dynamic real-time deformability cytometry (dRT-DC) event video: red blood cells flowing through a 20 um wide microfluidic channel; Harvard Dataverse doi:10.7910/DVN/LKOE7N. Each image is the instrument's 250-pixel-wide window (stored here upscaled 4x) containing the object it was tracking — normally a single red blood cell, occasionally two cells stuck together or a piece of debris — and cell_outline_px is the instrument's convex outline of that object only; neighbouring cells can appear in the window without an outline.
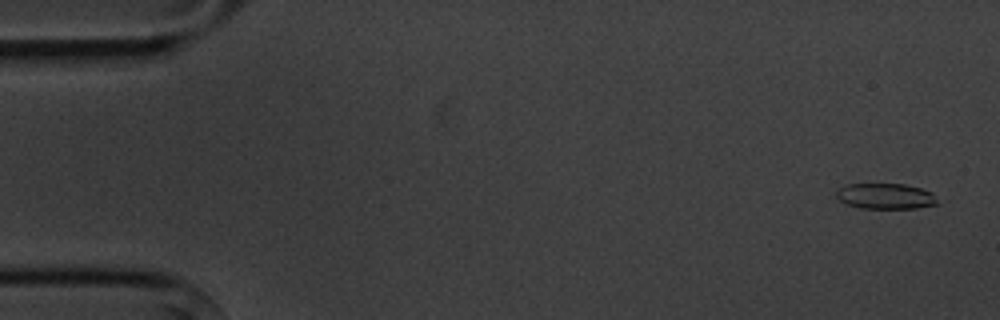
{"species": "common noctule bat (a hibernating species)", "species_latin": "Nyctalus noctula", "temperature_condition": "cold", "stored_images_in_passage": 4, "camera_frame_rate_fps": 3000, "um_per_image_px": 0.085, "animal": {"sex": "male", "body_mass_g": 20.1, "forearm_length_mm": 53.5}, "frame": {"image": 1, "passage_image": 1, "time_ms": 0.0, "image_size_px": [1000, 320], "cell_outline_px": [[940, 204], [916, 208], [860, 208], [848, 204], [840, 200], [836, 196], [836, 192], [840, 188], [848, 184], [904, 184], [920, 188], [932, 192]], "centroid_in_image_um": [75.31, 16.68], "position_along_channel_um": 9.7, "area_um2": 15.03}}
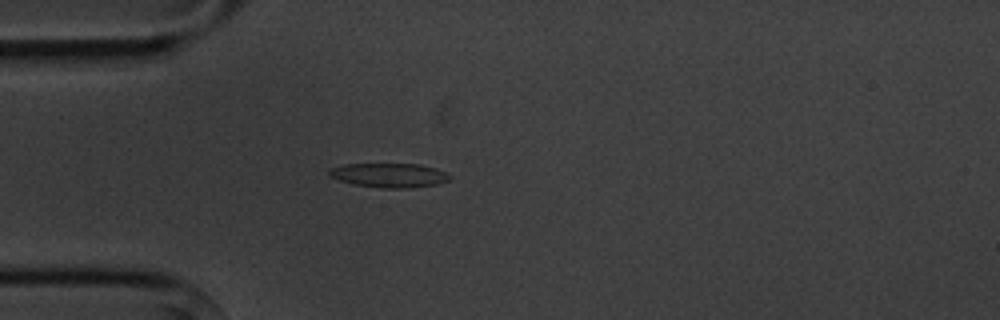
{"frame": {"image": 2, "passage_image": 4, "time_ms": 4.333, "image_size_px": [1000, 320], "cell_outline_px": [[452, 176], [448, 180], [436, 184], [408, 188], [380, 188], [352, 184], [328, 176], [328, 172], [332, 168], [344, 164], [420, 164], [436, 168]], "centroid_in_image_um": [33.07, 14.9], "position_along_channel_um": 51.9, "area_um2": 16.99}}